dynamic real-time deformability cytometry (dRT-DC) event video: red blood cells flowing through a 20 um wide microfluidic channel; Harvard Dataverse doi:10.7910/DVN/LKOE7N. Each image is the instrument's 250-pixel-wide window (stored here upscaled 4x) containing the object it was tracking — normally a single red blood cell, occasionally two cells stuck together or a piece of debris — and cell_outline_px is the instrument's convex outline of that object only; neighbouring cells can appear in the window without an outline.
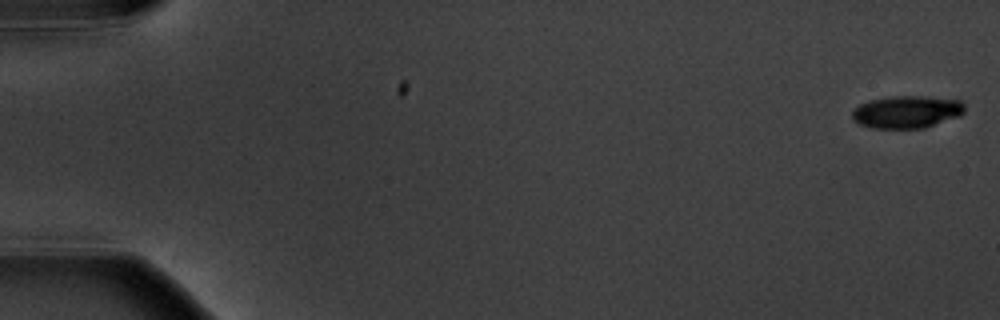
{"species": "common noctule bat (a hibernating species)", "species_latin": "Nyctalus noctula", "temperature_condition": "warm", "stored_images_in_passage": 7, "camera_frame_rate_fps": 3000, "um_per_image_px": 0.085, "animal": {"sex": "male", "body_mass_g": 20.1, "forearm_length_mm": 53.5}, "frame": {"image": 1, "passage_image": 1, "time_ms": 0.0, "image_size_px": [1000, 320], "cell_outline_px": [[964, 112], [960, 116], [924, 128], [872, 128], [860, 124], [852, 120], [852, 112], [860, 104], [868, 100], [892, 96], [924, 96], [960, 100], [964, 104]], "centroid_in_image_um": [77.08, 9.51], "position_along_channel_um": 7.9, "area_um2": 21.33}}
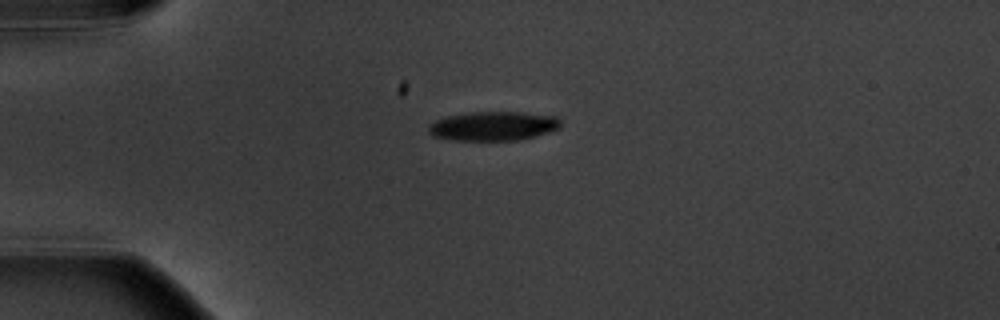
{"frame": {"image": 2, "passage_image": 5, "time_ms": 4.667, "image_size_px": [1000, 320], "cell_outline_px": [[560, 128], [536, 136], [520, 140], [452, 140], [432, 136], [428, 132], [428, 128], [436, 120], [448, 116], [472, 112], [520, 112], [556, 116], [560, 120]], "centroid_in_image_um": [41.94, 10.72], "position_along_channel_um": 43.1, "area_um2": 22.37}}